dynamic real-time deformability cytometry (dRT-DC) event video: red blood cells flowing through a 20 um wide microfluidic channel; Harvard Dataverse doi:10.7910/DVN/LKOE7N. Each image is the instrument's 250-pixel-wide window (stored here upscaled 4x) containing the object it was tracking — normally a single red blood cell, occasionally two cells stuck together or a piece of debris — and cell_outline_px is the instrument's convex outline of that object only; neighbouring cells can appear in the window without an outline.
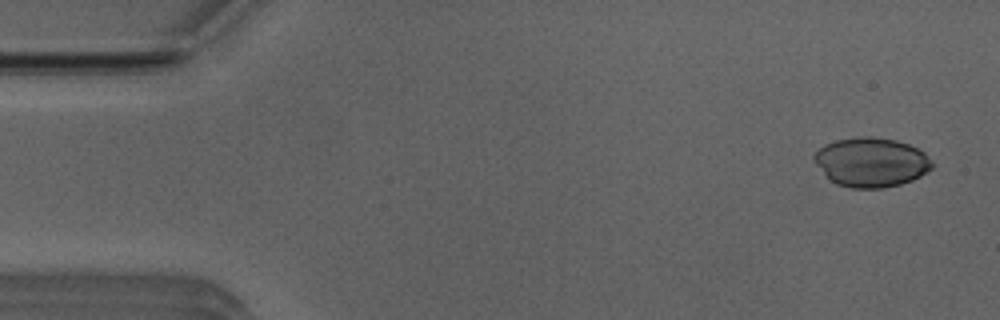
{"species": "Egyptian fruit bat (a non-hibernating species)", "species_latin": "Rousettus aegyptiacus", "temperature_condition": "room temperature", "stored_images_in_passage": 39, "camera_frame_rate_fps": 3000, "um_per_image_px": 0.085, "animal": {"sex": "male"}, "frame": {"image": 1, "passage_image": 2, "time_ms": 0.333, "image_size_px": [1000, 320], "cell_outline_px": [[936, 164], [928, 172], [912, 180], [900, 184], [880, 188], [852, 188], [836, 184], [816, 164], [812, 156], [824, 144], [836, 140], [860, 136], [872, 136], [896, 140], [908, 144], [924, 152]], "centroid_in_image_um": [74.09, 13.78], "position_along_channel_um": 10.9, "area_um2": 33.93}}